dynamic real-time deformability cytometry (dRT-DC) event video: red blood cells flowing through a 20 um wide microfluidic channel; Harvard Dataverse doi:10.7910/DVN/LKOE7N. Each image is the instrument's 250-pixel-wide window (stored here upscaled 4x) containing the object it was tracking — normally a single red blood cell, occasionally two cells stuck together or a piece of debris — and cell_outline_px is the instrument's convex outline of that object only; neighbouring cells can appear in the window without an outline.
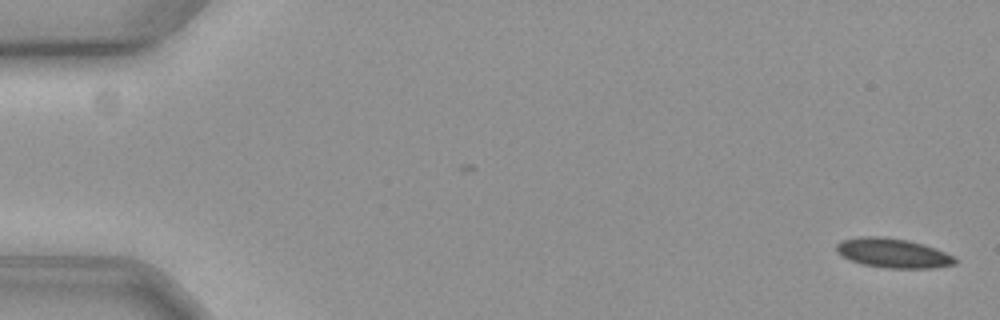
{"species": "common noctule bat (a hibernating species)", "species_latin": "Nyctalus noctula", "temperature_condition": "cold", "stored_images_in_passage": 60, "camera_frame_rate_fps": 3000, "um_per_image_px": 0.085, "animal": {"sex": "female", "body_mass_g": 19.3, "forearm_length_mm": 54.1}, "frame": {"image": 1, "passage_image": 2, "time_ms": 0.333, "image_size_px": [1000, 320], "cell_outline_px": [[960, 260], [956, 264], [932, 268], [888, 268], [864, 264], [852, 260], [836, 252], [836, 244], [840, 240], [860, 236], [880, 236], [908, 240], [924, 244], [936, 248], [956, 256]], "centroid_in_image_um": [75.96, 21.5], "position_along_channel_um": 9.0, "area_um2": 20.52}}
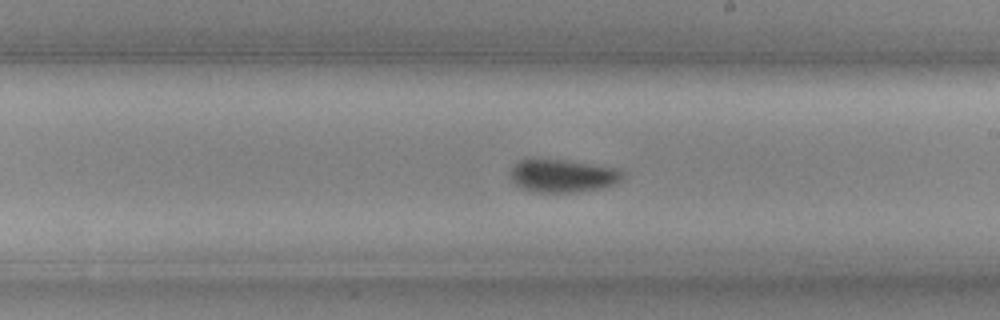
{"frame": {"image": 2, "passage_image": 35, "time_ms": 11.333, "image_size_px": [1000, 320], "cell_outline_px": [[624, 172], [620, 180], [616, 184], [600, 188], [576, 192], [532, 192], [520, 188], [512, 180], [512, 168], [520, 160], [564, 160], [620, 168]], "centroid_in_image_um": [47.88, 14.96], "position_along_channel_um": 241.1, "area_um2": 21.33}}
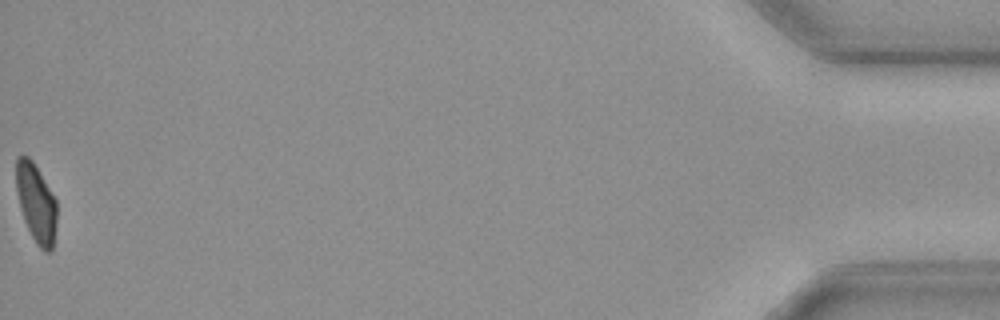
{"frame": {"image": 3, "passage_image": 60, "time_ms": 19.667, "image_size_px": [1000, 320], "cell_outline_px": [[56, 224], [52, 248], [48, 252], [44, 252], [36, 244], [24, 220], [20, 208], [16, 188], [16, 156], [28, 156], [32, 160], [56, 200]], "centroid_in_image_um": [3.06, 17.26], "position_along_channel_um": 432.1, "area_um2": 18.38}, "authors_computed_cell_mechanics": {"area_um2": 20.2589, "velocity_mm_per_s": 3.5432, "shape_relaxation_time_tau1_ms": 5.692, "shape_relaxation_time_tau2_ms": null, "deformation_change_tau1": 0.107, "deformation_change_tau2": null}}